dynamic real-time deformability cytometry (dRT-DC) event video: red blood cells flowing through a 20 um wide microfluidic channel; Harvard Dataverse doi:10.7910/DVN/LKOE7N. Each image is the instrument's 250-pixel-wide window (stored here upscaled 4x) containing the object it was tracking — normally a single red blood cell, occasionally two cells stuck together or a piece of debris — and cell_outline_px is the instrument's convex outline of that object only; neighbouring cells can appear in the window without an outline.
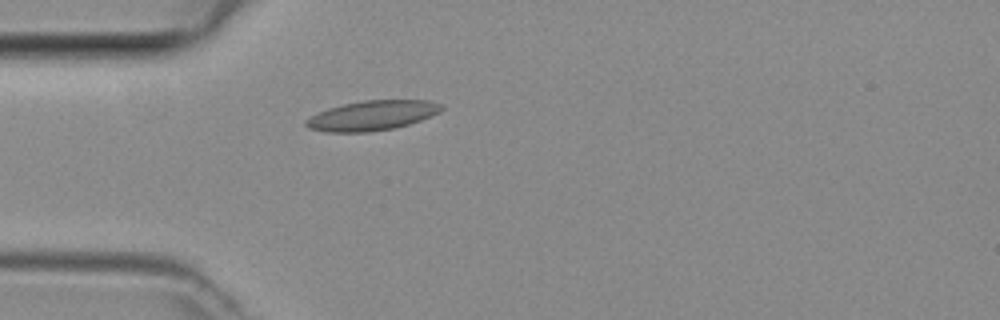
{"species": "common noctule bat (a hibernating species)", "species_latin": "Nyctalus noctula", "temperature_condition": "room temperature", "stored_images_in_passage": 35, "camera_frame_rate_fps": 3000, "um_per_image_px": 0.085, "animal": {"sex": "female", "body_mass_g": 29.2, "forearm_length_mm": 56.3}, "frame": {"image": 1, "passage_image": 1, "time_ms": 0.0, "image_size_px": [1000, 320], "cell_outline_px": [[444, 108], [440, 112], [420, 120], [408, 124], [392, 128], [368, 132], [324, 132], [308, 128], [304, 124], [304, 120], [316, 112], [328, 108], [344, 104], [364, 100], [428, 100], [440, 104]], "centroid_in_image_um": [31.57, 9.82], "position_along_channel_um": 53.4, "area_um2": 23.52}}
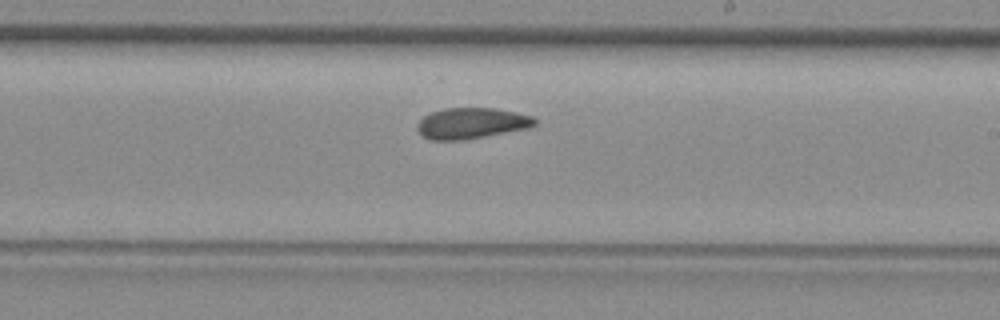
{"frame": {"image": 2, "passage_image": 15, "time_ms": 4.667, "image_size_px": [1000, 320], "cell_outline_px": [[536, 124], [528, 128], [484, 136], [460, 140], [432, 140], [424, 136], [416, 128], [416, 124], [424, 116], [432, 112], [444, 108], [492, 108], [516, 112], [532, 116], [536, 120]], "centroid_in_image_um": [40.06, 10.47], "position_along_channel_um": 248.9, "area_um2": 20.92}}
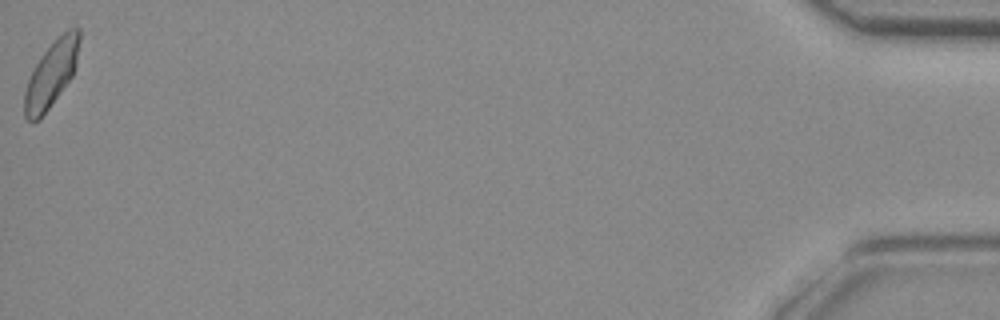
{"frame": {"image": 3, "passage_image": 35, "time_ms": 11.333, "image_size_px": [1000, 320], "cell_outline_px": [[80, 40], [76, 64], [72, 76], [48, 108], [36, 120], [28, 120], [24, 116], [24, 92], [28, 80], [40, 56], [68, 28], [80, 28]], "centroid_in_image_um": [4.37, 6.27], "position_along_channel_um": 430.8, "area_um2": 20.4}}